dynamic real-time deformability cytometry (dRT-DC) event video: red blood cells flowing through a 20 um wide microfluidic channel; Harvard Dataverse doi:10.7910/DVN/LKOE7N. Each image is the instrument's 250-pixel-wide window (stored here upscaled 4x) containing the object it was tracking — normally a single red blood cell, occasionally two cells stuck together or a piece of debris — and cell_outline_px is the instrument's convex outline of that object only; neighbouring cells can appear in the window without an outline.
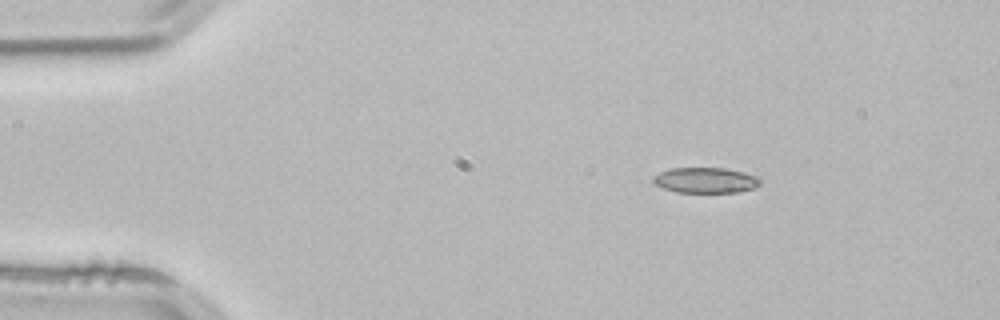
{"species": "common noctule bat (a hibernating species)", "species_latin": "Nyctalus noctula", "temperature_condition": "room temperature", "stored_images_in_passage": 2, "camera_frame_rate_fps": 3000, "um_per_image_px": 0.085, "animal": {"sex": "male", "body_mass_g": 21.5, "forearm_length_mm": 52.0}, "frame": {"image": 1, "passage_image": 1, "time_ms": 0.0, "image_size_px": [1000, 320], "cell_outline_px": [[760, 184], [752, 188], [740, 192], [676, 192], [664, 188], [656, 184], [652, 180], [652, 176], [660, 172], [672, 168], [724, 168], [744, 172], [756, 176], [760, 180]], "centroid_in_image_um": [59.96, 15.31], "position_along_channel_um": 25.0, "area_um2": 15.78}}